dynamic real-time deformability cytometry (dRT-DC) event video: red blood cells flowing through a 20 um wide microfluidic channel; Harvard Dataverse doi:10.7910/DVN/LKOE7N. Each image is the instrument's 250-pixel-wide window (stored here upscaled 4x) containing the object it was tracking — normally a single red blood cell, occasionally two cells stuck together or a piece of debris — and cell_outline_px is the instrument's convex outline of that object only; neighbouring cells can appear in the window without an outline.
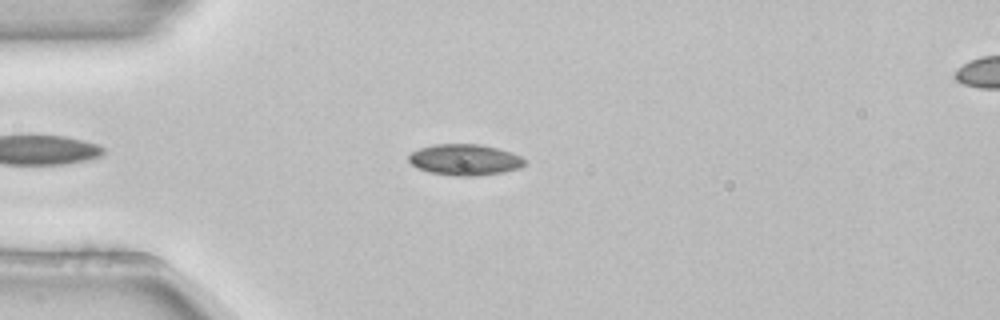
{"species": "common noctule bat (a hibernating species)", "species_latin": "Nyctalus noctula", "temperature_condition": "room temperature", "stored_images_in_passage": 43, "camera_frame_rate_fps": 3000, "um_per_image_px": 0.085, "animal": {"sex": "female", "body_mass_g": 22.7, "forearm_length_mm": 54.2}, "frame": {"image": 1, "passage_image": 4, "time_ms": 1.0, "image_size_px": [1000, 320], "cell_outline_px": [[524, 164], [520, 168], [504, 172], [476, 176], [452, 176], [428, 172], [416, 168], [408, 160], [408, 156], [412, 152], [420, 148], [432, 144], [480, 144], [512, 152], [520, 156], [524, 160]], "centroid_in_image_um": [39.48, 13.58], "position_along_channel_um": 45.5, "area_um2": 21.15}}
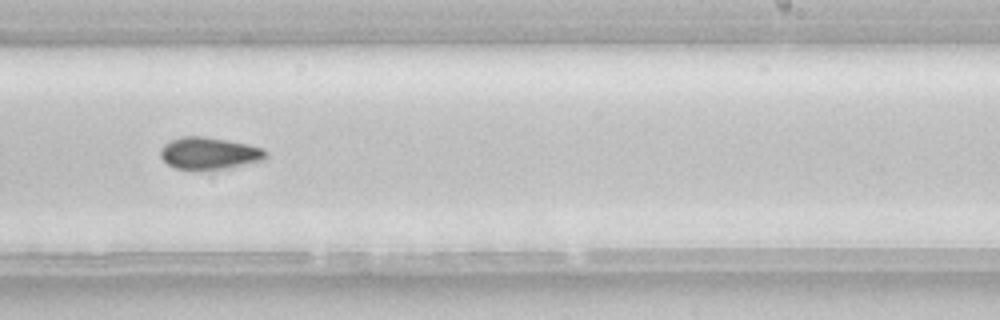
{"frame": {"image": 2, "passage_image": 23, "time_ms": 7.333, "image_size_px": [1000, 320], "cell_outline_px": [[268, 156], [264, 160], [224, 168], [176, 168], [168, 164], [160, 156], [160, 148], [164, 144], [180, 136], [204, 136], [228, 140], [248, 144], [264, 148], [268, 152]], "centroid_in_image_um": [17.81, 12.99], "position_along_channel_um": 271.2, "area_um2": 19.42}}
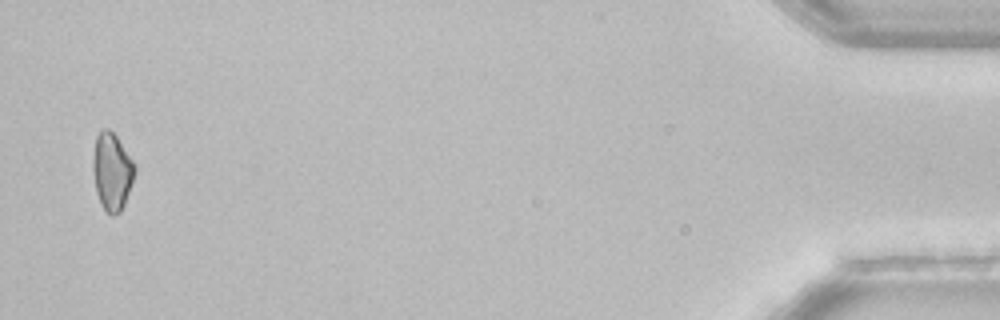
{"frame": {"image": 3, "passage_image": 42, "time_ms": 13.667, "image_size_px": [1000, 320], "cell_outline_px": [[136, 172], [124, 204], [120, 212], [112, 216], [100, 204], [96, 192], [92, 172], [92, 156], [96, 136], [100, 128], [108, 128], [116, 136], [136, 164]], "centroid_in_image_um": [9.5, 14.55], "position_along_channel_um": 425.7, "area_um2": 19.13}, "authors_computed_cell_mechanics": {"area_um2": 19.4786, "velocity_mm_per_s": 3.8689, "shape_relaxation_time_tau1_ms": 7.596, "shape_relaxation_time_tau2_ms": null, "deformation_change_tau1": 0.1073, "deformation_change_tau2": null}}